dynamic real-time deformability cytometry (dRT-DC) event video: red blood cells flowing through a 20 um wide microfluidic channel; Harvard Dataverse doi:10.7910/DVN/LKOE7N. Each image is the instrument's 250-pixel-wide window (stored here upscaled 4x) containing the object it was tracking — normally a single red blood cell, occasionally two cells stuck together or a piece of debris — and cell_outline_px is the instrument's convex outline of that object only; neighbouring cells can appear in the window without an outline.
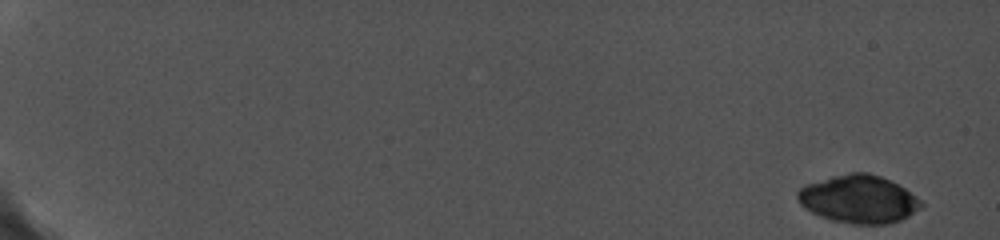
{"species": "common noctule bat (a hibernating species)", "species_latin": "Nyctalus noctula", "temperature_condition": "cold", "stored_images_in_passage": 18, "camera_frame_rate_fps": 5000, "um_per_image_px": 0.085, "animal": {"sex": "female", "body_mass_g": 19.0, "forearm_length_mm": 56.7}, "frame": {"image": 1, "passage_image": 1, "time_ms": 0.0, "image_size_px": [1000, 240], "cell_outline_px": [[924, 208], [900, 220], [888, 224], [852, 224], [832, 220], [820, 216], [804, 208], [800, 204], [796, 196], [796, 192], [804, 184], [832, 176], [848, 172], [868, 172], [892, 180], [916, 196], [924, 204]], "centroid_in_image_um": [72.99, 16.92], "position_along_channel_um": 12.0, "area_um2": 34.91}}